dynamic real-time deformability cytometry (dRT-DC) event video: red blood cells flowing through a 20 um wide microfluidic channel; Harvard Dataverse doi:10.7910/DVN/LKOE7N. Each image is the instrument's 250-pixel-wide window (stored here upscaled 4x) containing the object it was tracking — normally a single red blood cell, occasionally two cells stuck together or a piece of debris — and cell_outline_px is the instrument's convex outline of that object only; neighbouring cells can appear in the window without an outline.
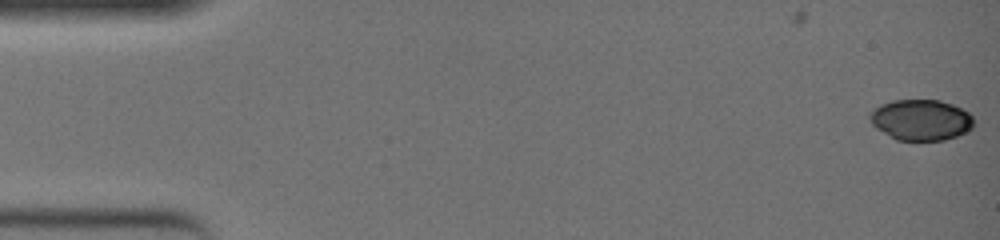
{"species": "common noctule bat (a hibernating species)", "species_latin": "Nyctalus noctula", "temperature_condition": "warm", "stored_images_in_passage": 4, "camera_frame_rate_fps": 3000, "um_per_image_px": 0.085, "animal": {"sex": "female", "body_mass_g": 19.0, "forearm_length_mm": 51.5}, "frame": {"image": 1, "passage_image": 1, "time_ms": 0.0, "image_size_px": [1000, 240], "cell_outline_px": [[972, 128], [956, 136], [944, 140], [896, 140], [876, 128], [872, 124], [868, 116], [880, 104], [892, 100], [940, 100], [952, 104], [968, 112], [972, 116]], "centroid_in_image_um": [78.26, 10.19], "position_along_channel_um": 6.7, "area_um2": 24.57}}